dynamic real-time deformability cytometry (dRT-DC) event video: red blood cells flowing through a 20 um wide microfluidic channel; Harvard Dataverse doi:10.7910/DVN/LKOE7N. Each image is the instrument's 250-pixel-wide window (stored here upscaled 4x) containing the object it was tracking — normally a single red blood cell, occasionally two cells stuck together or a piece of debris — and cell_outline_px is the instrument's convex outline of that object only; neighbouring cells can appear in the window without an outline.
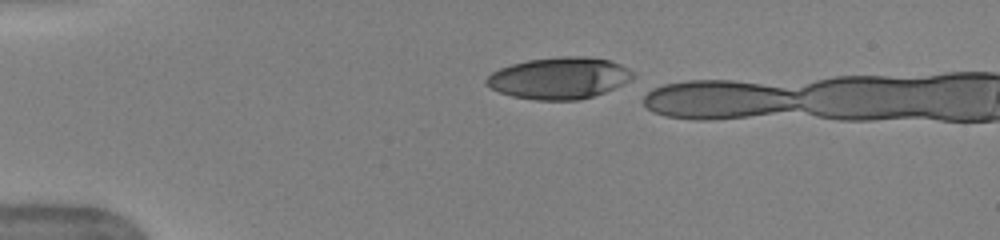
{"species": "human", "species_latin": "Homo sapiens", "temperature_condition": "warm", "stored_images_in_passage": 5, "camera_frame_rate_fps": 3000, "um_per_image_px": 0.085, "donor": {"sex": "female"}, "frame": {"image": 1, "passage_image": 1, "time_ms": 0.0, "image_size_px": [1000, 240], "cell_outline_px": [[636, 76], [624, 84], [604, 92], [580, 100], [536, 100], [512, 96], [500, 92], [484, 84], [484, 80], [492, 72], [500, 68], [512, 64], [528, 60], [560, 56], [584, 56], [612, 60], [636, 72]], "centroid_in_image_um": [47.56, 6.63], "position_along_channel_um": 37.4, "area_um2": 35.78}}